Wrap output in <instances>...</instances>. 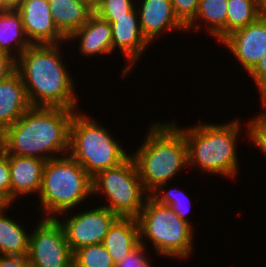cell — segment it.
I'll return each instance as SVG.
<instances>
[{
    "instance_id": "cell-10",
    "label": "cell",
    "mask_w": 266,
    "mask_h": 267,
    "mask_svg": "<svg viewBox=\"0 0 266 267\" xmlns=\"http://www.w3.org/2000/svg\"><path fill=\"white\" fill-rule=\"evenodd\" d=\"M38 218L30 234L27 257L31 267H73L63 226L56 218Z\"/></svg>"
},
{
    "instance_id": "cell-1",
    "label": "cell",
    "mask_w": 266,
    "mask_h": 267,
    "mask_svg": "<svg viewBox=\"0 0 266 267\" xmlns=\"http://www.w3.org/2000/svg\"><path fill=\"white\" fill-rule=\"evenodd\" d=\"M65 45L67 42L31 45L16 60V72L31 106L81 110L76 76L68 70L64 58Z\"/></svg>"
},
{
    "instance_id": "cell-37",
    "label": "cell",
    "mask_w": 266,
    "mask_h": 267,
    "mask_svg": "<svg viewBox=\"0 0 266 267\" xmlns=\"http://www.w3.org/2000/svg\"><path fill=\"white\" fill-rule=\"evenodd\" d=\"M259 100H260L259 103H261V104L258 106L266 107V90L259 96Z\"/></svg>"
},
{
    "instance_id": "cell-22",
    "label": "cell",
    "mask_w": 266,
    "mask_h": 267,
    "mask_svg": "<svg viewBox=\"0 0 266 267\" xmlns=\"http://www.w3.org/2000/svg\"><path fill=\"white\" fill-rule=\"evenodd\" d=\"M31 45L20 12L7 10L3 13L0 16V51L17 60Z\"/></svg>"
},
{
    "instance_id": "cell-35",
    "label": "cell",
    "mask_w": 266,
    "mask_h": 267,
    "mask_svg": "<svg viewBox=\"0 0 266 267\" xmlns=\"http://www.w3.org/2000/svg\"><path fill=\"white\" fill-rule=\"evenodd\" d=\"M149 255H153L152 254H147L139 263L137 267H154V264L152 265L153 261L150 258L151 256Z\"/></svg>"
},
{
    "instance_id": "cell-36",
    "label": "cell",
    "mask_w": 266,
    "mask_h": 267,
    "mask_svg": "<svg viewBox=\"0 0 266 267\" xmlns=\"http://www.w3.org/2000/svg\"><path fill=\"white\" fill-rule=\"evenodd\" d=\"M12 203L2 194L0 193V211L6 209Z\"/></svg>"
},
{
    "instance_id": "cell-18",
    "label": "cell",
    "mask_w": 266,
    "mask_h": 267,
    "mask_svg": "<svg viewBox=\"0 0 266 267\" xmlns=\"http://www.w3.org/2000/svg\"><path fill=\"white\" fill-rule=\"evenodd\" d=\"M228 0H200L195 18L186 26V34L202 33L221 42L227 36Z\"/></svg>"
},
{
    "instance_id": "cell-33",
    "label": "cell",
    "mask_w": 266,
    "mask_h": 267,
    "mask_svg": "<svg viewBox=\"0 0 266 267\" xmlns=\"http://www.w3.org/2000/svg\"><path fill=\"white\" fill-rule=\"evenodd\" d=\"M0 267H31L27 256L0 255Z\"/></svg>"
},
{
    "instance_id": "cell-17",
    "label": "cell",
    "mask_w": 266,
    "mask_h": 267,
    "mask_svg": "<svg viewBox=\"0 0 266 267\" xmlns=\"http://www.w3.org/2000/svg\"><path fill=\"white\" fill-rule=\"evenodd\" d=\"M30 107L23 81L15 71L0 82V135Z\"/></svg>"
},
{
    "instance_id": "cell-34",
    "label": "cell",
    "mask_w": 266,
    "mask_h": 267,
    "mask_svg": "<svg viewBox=\"0 0 266 267\" xmlns=\"http://www.w3.org/2000/svg\"><path fill=\"white\" fill-rule=\"evenodd\" d=\"M23 0H1L7 10H18Z\"/></svg>"
},
{
    "instance_id": "cell-5",
    "label": "cell",
    "mask_w": 266,
    "mask_h": 267,
    "mask_svg": "<svg viewBox=\"0 0 266 267\" xmlns=\"http://www.w3.org/2000/svg\"><path fill=\"white\" fill-rule=\"evenodd\" d=\"M35 203L36 215L56 218L59 214L83 207L92 196V177L69 154L46 161L41 189ZM41 212V213H40Z\"/></svg>"
},
{
    "instance_id": "cell-12",
    "label": "cell",
    "mask_w": 266,
    "mask_h": 267,
    "mask_svg": "<svg viewBox=\"0 0 266 267\" xmlns=\"http://www.w3.org/2000/svg\"><path fill=\"white\" fill-rule=\"evenodd\" d=\"M219 45H224L247 74L256 66L266 52V18L262 15L246 27L226 36Z\"/></svg>"
},
{
    "instance_id": "cell-25",
    "label": "cell",
    "mask_w": 266,
    "mask_h": 267,
    "mask_svg": "<svg viewBox=\"0 0 266 267\" xmlns=\"http://www.w3.org/2000/svg\"><path fill=\"white\" fill-rule=\"evenodd\" d=\"M73 267H115V263L101 243L84 246L74 251Z\"/></svg>"
},
{
    "instance_id": "cell-6",
    "label": "cell",
    "mask_w": 266,
    "mask_h": 267,
    "mask_svg": "<svg viewBox=\"0 0 266 267\" xmlns=\"http://www.w3.org/2000/svg\"><path fill=\"white\" fill-rule=\"evenodd\" d=\"M137 221L140 243L148 250L152 247L150 250L157 257L185 261L195 255V227L180 219L170 207L157 203L149 196Z\"/></svg>"
},
{
    "instance_id": "cell-16",
    "label": "cell",
    "mask_w": 266,
    "mask_h": 267,
    "mask_svg": "<svg viewBox=\"0 0 266 267\" xmlns=\"http://www.w3.org/2000/svg\"><path fill=\"white\" fill-rule=\"evenodd\" d=\"M8 160L11 175V203L14 204L22 199L24 201L22 197L33 198L35 195L34 197L37 198L46 161L37 157L9 154Z\"/></svg>"
},
{
    "instance_id": "cell-32",
    "label": "cell",
    "mask_w": 266,
    "mask_h": 267,
    "mask_svg": "<svg viewBox=\"0 0 266 267\" xmlns=\"http://www.w3.org/2000/svg\"><path fill=\"white\" fill-rule=\"evenodd\" d=\"M16 71V60L0 51V82Z\"/></svg>"
},
{
    "instance_id": "cell-26",
    "label": "cell",
    "mask_w": 266,
    "mask_h": 267,
    "mask_svg": "<svg viewBox=\"0 0 266 267\" xmlns=\"http://www.w3.org/2000/svg\"><path fill=\"white\" fill-rule=\"evenodd\" d=\"M136 0H97L94 13L110 24L135 7Z\"/></svg>"
},
{
    "instance_id": "cell-20",
    "label": "cell",
    "mask_w": 266,
    "mask_h": 267,
    "mask_svg": "<svg viewBox=\"0 0 266 267\" xmlns=\"http://www.w3.org/2000/svg\"><path fill=\"white\" fill-rule=\"evenodd\" d=\"M11 204L6 209L0 211V246L1 255L27 256L29 251L31 226L27 228L26 223H22L20 216H8ZM17 217V218H16ZM18 219V220H17ZM25 224V225H24ZM26 228V229H25ZM29 229V230H28ZM28 230V231H27Z\"/></svg>"
},
{
    "instance_id": "cell-24",
    "label": "cell",
    "mask_w": 266,
    "mask_h": 267,
    "mask_svg": "<svg viewBox=\"0 0 266 267\" xmlns=\"http://www.w3.org/2000/svg\"><path fill=\"white\" fill-rule=\"evenodd\" d=\"M261 15V0H228L227 36L233 31L255 22Z\"/></svg>"
},
{
    "instance_id": "cell-21",
    "label": "cell",
    "mask_w": 266,
    "mask_h": 267,
    "mask_svg": "<svg viewBox=\"0 0 266 267\" xmlns=\"http://www.w3.org/2000/svg\"><path fill=\"white\" fill-rule=\"evenodd\" d=\"M57 29L68 38L82 27L94 13V9L79 0H48Z\"/></svg>"
},
{
    "instance_id": "cell-13",
    "label": "cell",
    "mask_w": 266,
    "mask_h": 267,
    "mask_svg": "<svg viewBox=\"0 0 266 267\" xmlns=\"http://www.w3.org/2000/svg\"><path fill=\"white\" fill-rule=\"evenodd\" d=\"M135 7L141 32L152 45L160 37L166 38L165 35L168 36L169 32H187L175 16L171 0H136Z\"/></svg>"
},
{
    "instance_id": "cell-7",
    "label": "cell",
    "mask_w": 266,
    "mask_h": 267,
    "mask_svg": "<svg viewBox=\"0 0 266 267\" xmlns=\"http://www.w3.org/2000/svg\"><path fill=\"white\" fill-rule=\"evenodd\" d=\"M91 116L82 109L74 114L70 125L68 154L94 177L100 171L120 165L131 152L123 148L124 145L112 130Z\"/></svg>"
},
{
    "instance_id": "cell-11",
    "label": "cell",
    "mask_w": 266,
    "mask_h": 267,
    "mask_svg": "<svg viewBox=\"0 0 266 267\" xmlns=\"http://www.w3.org/2000/svg\"><path fill=\"white\" fill-rule=\"evenodd\" d=\"M112 27V48L113 53L117 51L123 54L125 62L119 76L126 79L131 71L136 70L140 60L144 59V54L153 46L146 40L140 29V22L136 7H134L125 16L116 18L111 23ZM143 56V57H142ZM139 62V63H138Z\"/></svg>"
},
{
    "instance_id": "cell-28",
    "label": "cell",
    "mask_w": 266,
    "mask_h": 267,
    "mask_svg": "<svg viewBox=\"0 0 266 267\" xmlns=\"http://www.w3.org/2000/svg\"><path fill=\"white\" fill-rule=\"evenodd\" d=\"M200 0H171L177 19L186 27L196 16Z\"/></svg>"
},
{
    "instance_id": "cell-29",
    "label": "cell",
    "mask_w": 266,
    "mask_h": 267,
    "mask_svg": "<svg viewBox=\"0 0 266 267\" xmlns=\"http://www.w3.org/2000/svg\"><path fill=\"white\" fill-rule=\"evenodd\" d=\"M0 193L11 202V175L8 153L0 146Z\"/></svg>"
},
{
    "instance_id": "cell-4",
    "label": "cell",
    "mask_w": 266,
    "mask_h": 267,
    "mask_svg": "<svg viewBox=\"0 0 266 267\" xmlns=\"http://www.w3.org/2000/svg\"><path fill=\"white\" fill-rule=\"evenodd\" d=\"M150 122L145 138L131 156L135 160L140 180L150 194L159 185L171 183L188 169V150L184 134L170 121ZM180 174V175H179Z\"/></svg>"
},
{
    "instance_id": "cell-30",
    "label": "cell",
    "mask_w": 266,
    "mask_h": 267,
    "mask_svg": "<svg viewBox=\"0 0 266 267\" xmlns=\"http://www.w3.org/2000/svg\"><path fill=\"white\" fill-rule=\"evenodd\" d=\"M250 80L253 81L254 87L257 88L259 96L266 90V52L256 66L248 73Z\"/></svg>"
},
{
    "instance_id": "cell-38",
    "label": "cell",
    "mask_w": 266,
    "mask_h": 267,
    "mask_svg": "<svg viewBox=\"0 0 266 267\" xmlns=\"http://www.w3.org/2000/svg\"><path fill=\"white\" fill-rule=\"evenodd\" d=\"M81 2L89 4L93 9L95 8L97 0H79Z\"/></svg>"
},
{
    "instance_id": "cell-31",
    "label": "cell",
    "mask_w": 266,
    "mask_h": 267,
    "mask_svg": "<svg viewBox=\"0 0 266 267\" xmlns=\"http://www.w3.org/2000/svg\"><path fill=\"white\" fill-rule=\"evenodd\" d=\"M151 251L139 244L134 250L128 253L122 260L115 264V267H137L138 263Z\"/></svg>"
},
{
    "instance_id": "cell-14",
    "label": "cell",
    "mask_w": 266,
    "mask_h": 267,
    "mask_svg": "<svg viewBox=\"0 0 266 267\" xmlns=\"http://www.w3.org/2000/svg\"><path fill=\"white\" fill-rule=\"evenodd\" d=\"M18 11L32 45L67 42V38L54 24L48 0H23Z\"/></svg>"
},
{
    "instance_id": "cell-15",
    "label": "cell",
    "mask_w": 266,
    "mask_h": 267,
    "mask_svg": "<svg viewBox=\"0 0 266 267\" xmlns=\"http://www.w3.org/2000/svg\"><path fill=\"white\" fill-rule=\"evenodd\" d=\"M67 44L77 47L80 58L99 57V60L101 55L102 58L109 57L113 55L111 24L93 13L82 27L67 38Z\"/></svg>"
},
{
    "instance_id": "cell-9",
    "label": "cell",
    "mask_w": 266,
    "mask_h": 267,
    "mask_svg": "<svg viewBox=\"0 0 266 267\" xmlns=\"http://www.w3.org/2000/svg\"><path fill=\"white\" fill-rule=\"evenodd\" d=\"M92 204L91 207L85 205V209L77 208V212L74 209L65 211L56 217L64 228L72 252L84 246L103 243L110 227L119 218L104 206Z\"/></svg>"
},
{
    "instance_id": "cell-27",
    "label": "cell",
    "mask_w": 266,
    "mask_h": 267,
    "mask_svg": "<svg viewBox=\"0 0 266 267\" xmlns=\"http://www.w3.org/2000/svg\"><path fill=\"white\" fill-rule=\"evenodd\" d=\"M259 113L254 116H250L247 119L248 123V143L253 145L252 147H257L261 155L266 157V107L262 106Z\"/></svg>"
},
{
    "instance_id": "cell-3",
    "label": "cell",
    "mask_w": 266,
    "mask_h": 267,
    "mask_svg": "<svg viewBox=\"0 0 266 267\" xmlns=\"http://www.w3.org/2000/svg\"><path fill=\"white\" fill-rule=\"evenodd\" d=\"M169 121L184 134L186 139L189 172L190 168L197 167V171L199 169L204 175L213 174L212 177L218 175L222 176V179L227 178L232 181L239 177L241 162L238 156L240 151L238 140L240 137L243 141L248 140L247 120L242 118L240 120L237 117L222 123L201 121L202 123L196 122L183 128L177 123L178 120L169 119ZM243 134L246 138L241 136Z\"/></svg>"
},
{
    "instance_id": "cell-40",
    "label": "cell",
    "mask_w": 266,
    "mask_h": 267,
    "mask_svg": "<svg viewBox=\"0 0 266 267\" xmlns=\"http://www.w3.org/2000/svg\"><path fill=\"white\" fill-rule=\"evenodd\" d=\"M7 11V9L5 8V6L3 5V3L0 0V16L5 13Z\"/></svg>"
},
{
    "instance_id": "cell-2",
    "label": "cell",
    "mask_w": 266,
    "mask_h": 267,
    "mask_svg": "<svg viewBox=\"0 0 266 267\" xmlns=\"http://www.w3.org/2000/svg\"><path fill=\"white\" fill-rule=\"evenodd\" d=\"M79 110L31 106L0 135V146L9 154L44 161L68 154L70 125Z\"/></svg>"
},
{
    "instance_id": "cell-19",
    "label": "cell",
    "mask_w": 266,
    "mask_h": 267,
    "mask_svg": "<svg viewBox=\"0 0 266 267\" xmlns=\"http://www.w3.org/2000/svg\"><path fill=\"white\" fill-rule=\"evenodd\" d=\"M116 264L140 244L137 217H119L110 227L103 243Z\"/></svg>"
},
{
    "instance_id": "cell-39",
    "label": "cell",
    "mask_w": 266,
    "mask_h": 267,
    "mask_svg": "<svg viewBox=\"0 0 266 267\" xmlns=\"http://www.w3.org/2000/svg\"><path fill=\"white\" fill-rule=\"evenodd\" d=\"M262 16L266 18V0H261Z\"/></svg>"
},
{
    "instance_id": "cell-23",
    "label": "cell",
    "mask_w": 266,
    "mask_h": 267,
    "mask_svg": "<svg viewBox=\"0 0 266 267\" xmlns=\"http://www.w3.org/2000/svg\"><path fill=\"white\" fill-rule=\"evenodd\" d=\"M169 185L171 184L164 183L159 185L150 193V197L157 203L170 207L180 219L185 220L194 227L193 221L188 216L193 207L190 196L186 194L185 189H181L178 186L168 188L167 186Z\"/></svg>"
},
{
    "instance_id": "cell-8",
    "label": "cell",
    "mask_w": 266,
    "mask_h": 267,
    "mask_svg": "<svg viewBox=\"0 0 266 267\" xmlns=\"http://www.w3.org/2000/svg\"><path fill=\"white\" fill-rule=\"evenodd\" d=\"M92 196L104 197L102 206L119 217H137L150 194L145 190L135 160L130 155L120 165L92 177Z\"/></svg>"
}]
</instances>
